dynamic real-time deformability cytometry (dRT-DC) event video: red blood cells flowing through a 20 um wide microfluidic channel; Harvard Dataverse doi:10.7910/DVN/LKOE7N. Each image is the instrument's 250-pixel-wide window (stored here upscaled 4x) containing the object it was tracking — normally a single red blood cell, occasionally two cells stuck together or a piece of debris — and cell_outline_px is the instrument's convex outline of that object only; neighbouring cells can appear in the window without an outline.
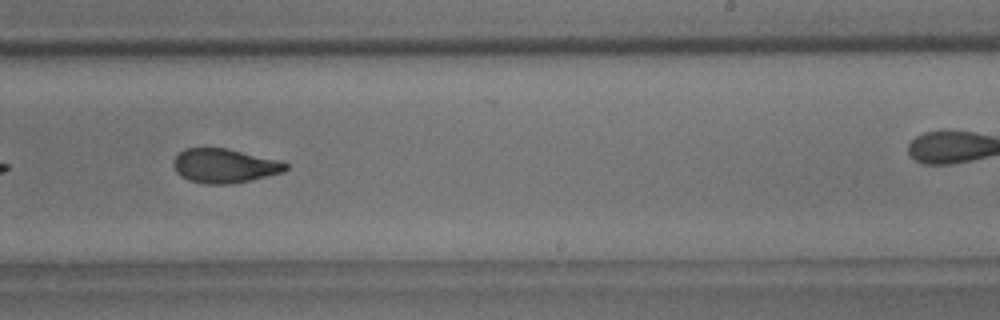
{"species": "common noctule bat (a hibernating species)", "species_latin": "Nyctalus noctula", "temperature_condition": "room temperature", "stored_images_in_passage": 12, "camera_frame_rate_fps": 3000, "um_per_image_px": 0.085, "animal": {"sex": "male", "body_mass_g": 18.8}, "frame": {"image": 1, "passage_image": 9, "time_ms": 10.0, "image_size_px": [1000, 320], "cell_outline_px": [[288, 168], [284, 172], [232, 184], [204, 184], [188, 180], [180, 176], [176, 172], [172, 164], [176, 156], [184, 148], [228, 148], [284, 160], [288, 164]], "centroid_in_image_um": [19.11, 14.08], "position_along_channel_um": 269.9, "area_um2": 22.77}}